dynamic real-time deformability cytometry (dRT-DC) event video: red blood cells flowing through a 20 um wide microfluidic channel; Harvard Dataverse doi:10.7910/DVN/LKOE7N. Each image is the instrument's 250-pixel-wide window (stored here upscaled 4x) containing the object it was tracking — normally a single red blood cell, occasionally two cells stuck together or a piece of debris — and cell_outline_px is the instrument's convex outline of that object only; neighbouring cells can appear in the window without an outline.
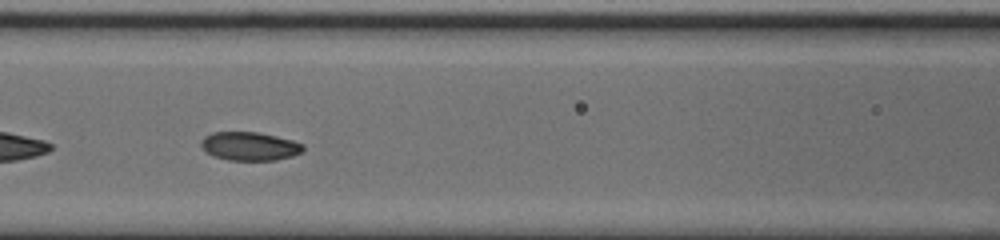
{"species": "common noctule bat (a hibernating species)", "species_latin": "Nyctalus noctula", "temperature_condition": "cold", "stored_images_in_passage": 34, "camera_frame_rate_fps": 3000, "um_per_image_px": 0.085, "animal": {"sex": "male", "body_mass_g": 20.0, "forearm_length_mm": 53.3}, "frame": {"image": 1, "passage_image": 10, "time_ms": 3.0, "image_size_px": [1000, 240], "cell_outline_px": [[304, 148], [300, 152], [292, 156], [276, 160], [228, 160], [212, 156], [200, 144], [200, 140], [204, 136], [212, 132], [256, 132], [276, 136], [292, 140], [304, 144]], "centroid_in_image_um": [21.2, 12.42], "position_along_channel_um": 145.4, "area_um2": 16.94}}
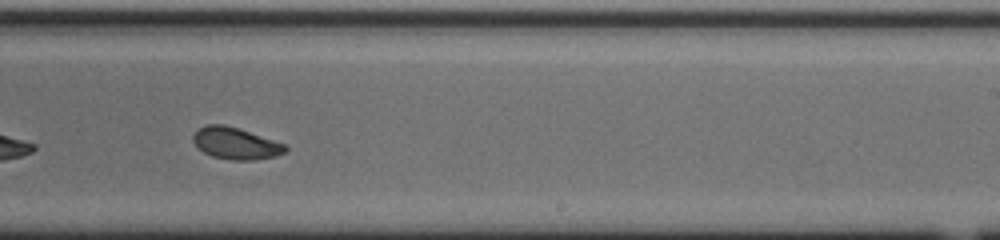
{"frame": {"image": 2, "passage_image": 20, "time_ms": 6.333, "image_size_px": [1000, 240], "cell_outline_px": [[288, 148], [284, 152], [276, 156], [252, 160], [232, 160], [212, 156], [204, 152], [192, 140], [192, 136], [196, 128], [208, 124], [224, 124], [284, 144]], "centroid_in_image_um": [19.98, 12.18], "position_along_channel_um": 269.0, "area_um2": 16.76}, "authors_computed_cell_mechanics": {"area_um2": 17.3689, "velocity_mm_per_s": 3.7188, "shape_relaxation_time_tau1_ms": 2.5625, "shape_relaxation_time_tau2_ms": 2.4455, "deformation_change_tau1": 0.1223, "deformation_change_tau2": 0.0668}}